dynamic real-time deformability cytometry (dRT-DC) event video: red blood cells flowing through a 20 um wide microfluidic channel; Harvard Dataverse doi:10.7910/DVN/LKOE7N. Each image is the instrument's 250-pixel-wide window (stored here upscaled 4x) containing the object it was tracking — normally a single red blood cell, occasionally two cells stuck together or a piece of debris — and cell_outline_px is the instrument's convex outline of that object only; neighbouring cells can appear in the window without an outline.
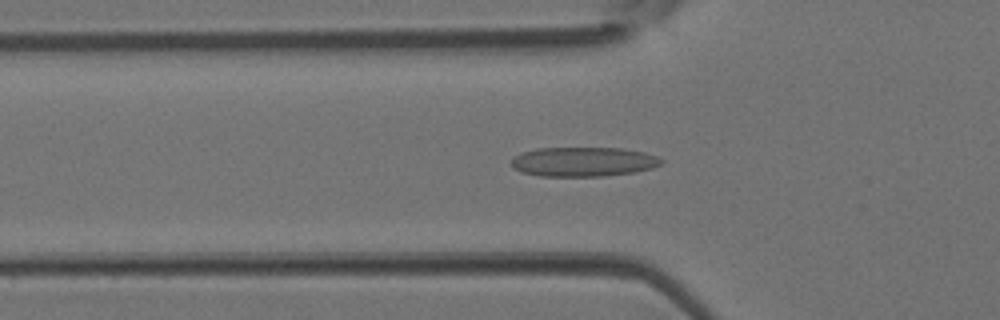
{"species": "Egyptian fruit bat (a non-hibernating species)", "species_latin": "Rousettus aegyptiacus", "temperature_condition": "room temperature", "stored_images_in_passage": 37, "camera_frame_rate_fps": 3000, "um_per_image_px": 0.085, "animal": {"sex": "female"}, "frame": {"image": 1, "passage_image": 11, "time_ms": 3.333, "image_size_px": [1000, 320], "cell_outline_px": [[664, 160], [660, 164], [652, 168], [636, 172], [604, 176], [540, 176], [520, 172], [512, 168], [512, 160], [520, 152], [536, 148], [620, 148], [644, 152], [656, 156]], "centroid_in_image_um": [49.56, 13.75], "position_along_channel_um": 76.2, "area_um2": 25.84}}
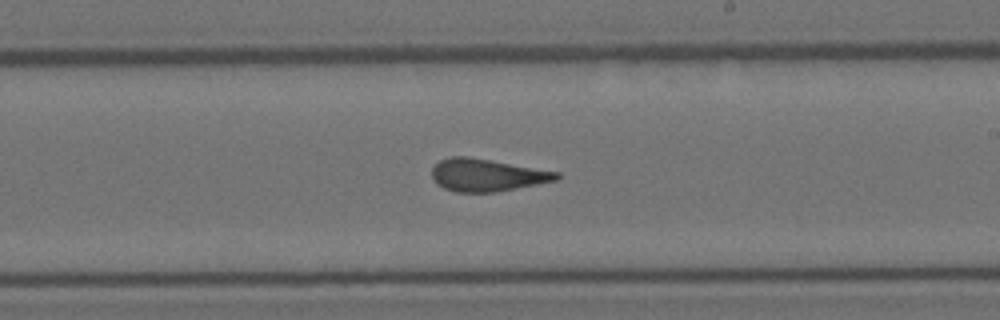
{"frame": {"image": 2, "passage_image": 22, "time_ms": 7.0, "image_size_px": [1000, 320], "cell_outline_px": [[564, 176], [556, 180], [496, 192], [456, 192], [444, 188], [436, 184], [432, 180], [432, 168], [440, 160], [452, 156], [468, 156], [560, 172]], "centroid_in_image_um": [41.38, 14.88], "position_along_channel_um": 247.6, "area_um2": 23.64}}
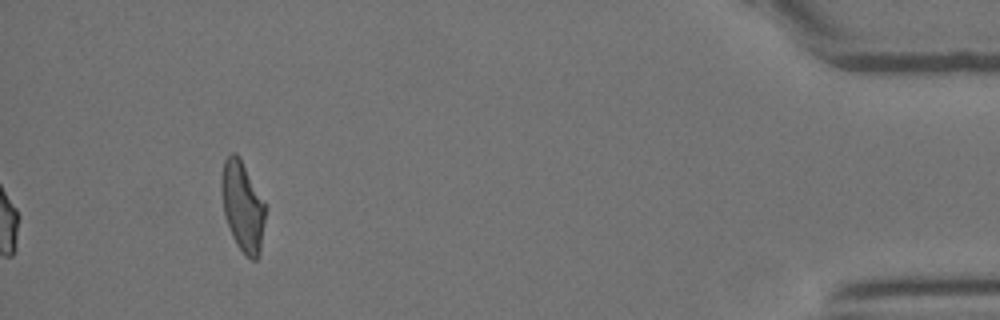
{"frame": {"image": 3, "passage_image": 37, "time_ms": 12.0, "image_size_px": [1000, 320], "cell_outline_px": [[264, 220], [260, 256], [256, 260], [252, 260], [244, 256], [236, 244], [232, 236], [224, 216], [220, 188], [220, 180], [224, 160], [232, 152], [236, 152], [264, 200]], "centroid_in_image_um": [20.59, 17.58], "position_along_channel_um": 414.6, "area_um2": 23.12}}